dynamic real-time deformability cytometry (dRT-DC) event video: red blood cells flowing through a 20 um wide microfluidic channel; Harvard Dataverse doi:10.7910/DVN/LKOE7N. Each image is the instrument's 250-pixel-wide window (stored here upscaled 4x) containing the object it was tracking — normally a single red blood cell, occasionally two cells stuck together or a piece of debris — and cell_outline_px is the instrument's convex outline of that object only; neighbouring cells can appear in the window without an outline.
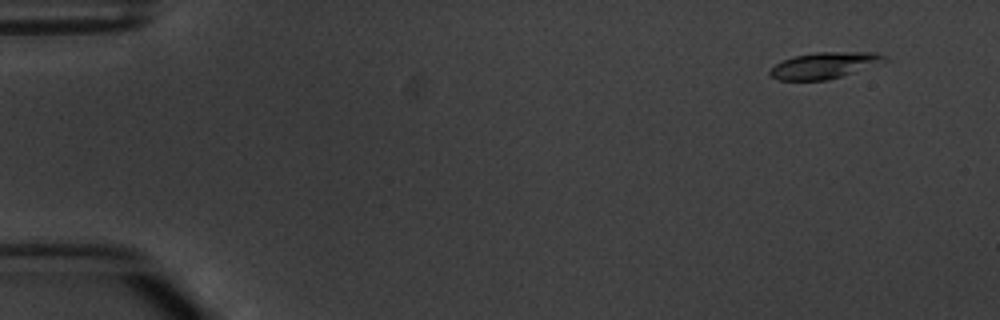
{"species": "common noctule bat (a hibernating species)", "species_latin": "Nyctalus noctula", "temperature_condition": "warm", "stored_images_in_passage": 5, "camera_frame_rate_fps": 3000, "um_per_image_px": 0.085, "animal": {"sex": "male", "body_mass_g": 20.1, "forearm_length_mm": 53.5}, "frame": {"image": 1, "passage_image": 2, "time_ms": 1.0, "image_size_px": [1000, 320], "cell_outline_px": [[888, 60], [828, 80], [780, 80], [772, 76], [768, 72], [776, 64], [792, 56], [816, 52], [876, 52], [884, 56]], "centroid_in_image_um": [70.04, 5.55], "position_along_channel_um": 15.0, "area_um2": 17.17}}
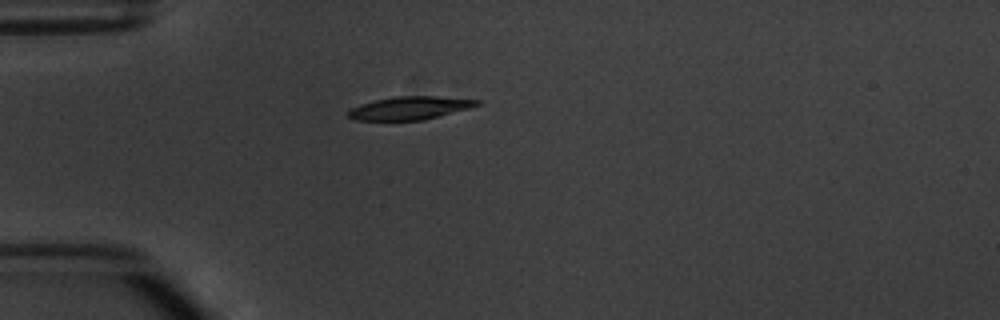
{"frame": {"image": 2, "passage_image": 5, "time_ms": 4.667, "image_size_px": [1000, 320], "cell_outline_px": [[480, 104], [468, 108], [424, 120], [356, 120], [348, 116], [348, 112], [352, 108], [360, 104], [376, 100], [396, 96], [436, 96], [480, 100]], "centroid_in_image_um": [34.83, 9.18], "position_along_channel_um": 50.2, "area_um2": 17.05}}